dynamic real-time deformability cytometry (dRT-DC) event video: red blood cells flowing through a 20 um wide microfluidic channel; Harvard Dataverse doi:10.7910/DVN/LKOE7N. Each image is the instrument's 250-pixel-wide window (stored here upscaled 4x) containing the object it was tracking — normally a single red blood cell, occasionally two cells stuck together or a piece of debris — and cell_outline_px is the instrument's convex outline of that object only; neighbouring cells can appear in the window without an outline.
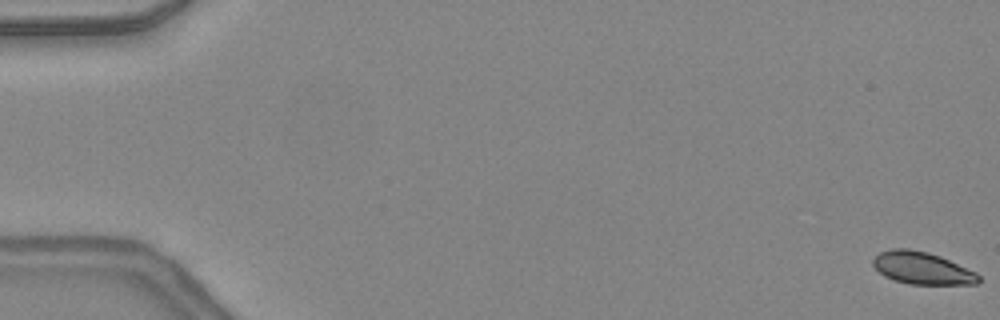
{"species": "common noctule bat (a hibernating species)", "species_latin": "Nyctalus noctula", "temperature_condition": "warm", "stored_images_in_passage": 48, "camera_frame_rate_fps": 3000, "um_per_image_px": 0.085, "animal": {"sex": "female", "body_mass_g": 24.6, "forearm_length_mm": 56.2}, "frame": {"image": 1, "passage_image": 1, "time_ms": 0.0, "image_size_px": [1000, 320], "cell_outline_px": [[980, 280], [976, 284], [908, 284], [884, 276], [872, 264], [872, 260], [880, 252], [892, 248], [908, 248], [928, 252], [940, 256], [976, 272], [980, 276]], "centroid_in_image_um": [78.38, 22.78], "position_along_channel_um": 6.6, "area_um2": 19.77}}
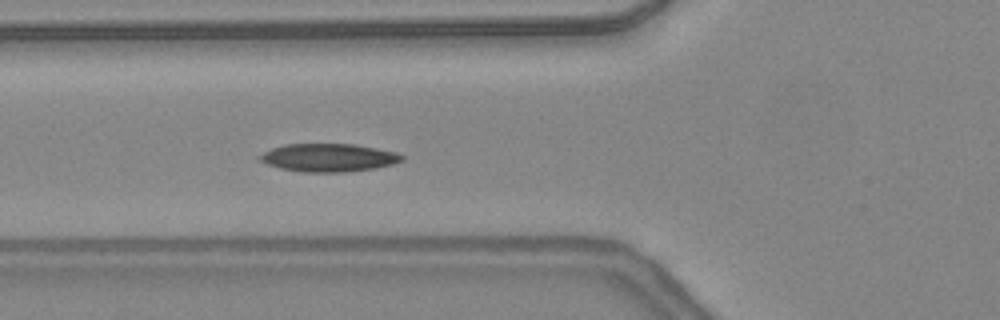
{"frame": {"image": 2, "passage_image": 19, "time_ms": 6.0, "image_size_px": [1000, 320], "cell_outline_px": [[404, 160], [392, 164], [376, 168], [344, 172], [300, 172], [280, 168], [268, 164], [260, 160], [256, 156], [272, 148], [284, 144], [356, 144], [396, 152], [404, 156]], "centroid_in_image_um": [27.93, 13.4], "position_along_channel_um": 97.9, "area_um2": 23.29}}
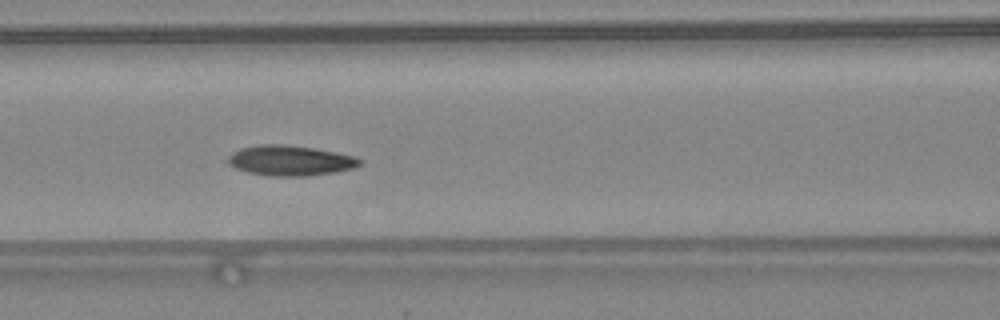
{"frame": {"image": 3, "passage_image": 22, "time_ms": 7.0, "image_size_px": [1000, 320], "cell_outline_px": [[364, 160], [356, 168], [336, 172], [308, 176], [272, 176], [248, 172], [236, 168], [228, 164], [224, 160], [232, 152], [240, 148], [260, 144], [284, 144], [312, 148], [336, 152], [356, 156]], "centroid_in_image_um": [24.68, 13.64], "position_along_channel_um": 141.9, "area_um2": 23.52}, "authors_computed_cell_mechanics": {"area_um2": 21.7617, "velocity_mm_per_s": 4.3433, "shape_relaxation_time_tau1_ms": 2.6245, "shape_relaxation_time_tau2_ms": null, "deformation_change_tau1": 0.1136, "deformation_change_tau2": null}}